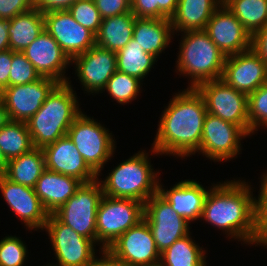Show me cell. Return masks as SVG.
I'll use <instances>...</instances> for the list:
<instances>
[{
    "mask_svg": "<svg viewBox=\"0 0 267 266\" xmlns=\"http://www.w3.org/2000/svg\"><path fill=\"white\" fill-rule=\"evenodd\" d=\"M162 111L151 154L180 159L195 155L200 148L207 114L203 97L194 88L179 91Z\"/></svg>",
    "mask_w": 267,
    "mask_h": 266,
    "instance_id": "obj_1",
    "label": "cell"
},
{
    "mask_svg": "<svg viewBox=\"0 0 267 266\" xmlns=\"http://www.w3.org/2000/svg\"><path fill=\"white\" fill-rule=\"evenodd\" d=\"M245 180H227L212 184L201 218L222 230L229 239L255 245L256 211L252 188Z\"/></svg>",
    "mask_w": 267,
    "mask_h": 266,
    "instance_id": "obj_2",
    "label": "cell"
},
{
    "mask_svg": "<svg viewBox=\"0 0 267 266\" xmlns=\"http://www.w3.org/2000/svg\"><path fill=\"white\" fill-rule=\"evenodd\" d=\"M71 81L59 83L40 109L27 122L34 148H43L67 135L68 129L82 112Z\"/></svg>",
    "mask_w": 267,
    "mask_h": 266,
    "instance_id": "obj_3",
    "label": "cell"
},
{
    "mask_svg": "<svg viewBox=\"0 0 267 266\" xmlns=\"http://www.w3.org/2000/svg\"><path fill=\"white\" fill-rule=\"evenodd\" d=\"M148 152L138 153L119 163L104 180L97 177L105 196L114 198H129L145 202L158 193L159 175L153 169Z\"/></svg>",
    "mask_w": 267,
    "mask_h": 266,
    "instance_id": "obj_4",
    "label": "cell"
},
{
    "mask_svg": "<svg viewBox=\"0 0 267 266\" xmlns=\"http://www.w3.org/2000/svg\"><path fill=\"white\" fill-rule=\"evenodd\" d=\"M177 73L190 79L187 88H196L201 83L221 79L226 56L212 42L204 30L181 33Z\"/></svg>",
    "mask_w": 267,
    "mask_h": 266,
    "instance_id": "obj_5",
    "label": "cell"
},
{
    "mask_svg": "<svg viewBox=\"0 0 267 266\" xmlns=\"http://www.w3.org/2000/svg\"><path fill=\"white\" fill-rule=\"evenodd\" d=\"M107 129L100 121L81 112L67 132L68 137L97 177H100L104 164L111 160L116 149L115 137L113 139L112 132Z\"/></svg>",
    "mask_w": 267,
    "mask_h": 266,
    "instance_id": "obj_6",
    "label": "cell"
},
{
    "mask_svg": "<svg viewBox=\"0 0 267 266\" xmlns=\"http://www.w3.org/2000/svg\"><path fill=\"white\" fill-rule=\"evenodd\" d=\"M144 219V203L129 198L103 196L97 210V245L109 248L129 228Z\"/></svg>",
    "mask_w": 267,
    "mask_h": 266,
    "instance_id": "obj_7",
    "label": "cell"
},
{
    "mask_svg": "<svg viewBox=\"0 0 267 266\" xmlns=\"http://www.w3.org/2000/svg\"><path fill=\"white\" fill-rule=\"evenodd\" d=\"M103 196L98 179L82 183L75 194L53 214L76 233L97 244V210Z\"/></svg>",
    "mask_w": 267,
    "mask_h": 266,
    "instance_id": "obj_8",
    "label": "cell"
},
{
    "mask_svg": "<svg viewBox=\"0 0 267 266\" xmlns=\"http://www.w3.org/2000/svg\"><path fill=\"white\" fill-rule=\"evenodd\" d=\"M203 97L207 113L234 123L249 135L248 95L222 79L201 83L195 88Z\"/></svg>",
    "mask_w": 267,
    "mask_h": 266,
    "instance_id": "obj_9",
    "label": "cell"
},
{
    "mask_svg": "<svg viewBox=\"0 0 267 266\" xmlns=\"http://www.w3.org/2000/svg\"><path fill=\"white\" fill-rule=\"evenodd\" d=\"M43 231H46L57 266H85L96 254L93 240L76 233L62 223L54 214H49Z\"/></svg>",
    "mask_w": 267,
    "mask_h": 266,
    "instance_id": "obj_10",
    "label": "cell"
},
{
    "mask_svg": "<svg viewBox=\"0 0 267 266\" xmlns=\"http://www.w3.org/2000/svg\"><path fill=\"white\" fill-rule=\"evenodd\" d=\"M247 136L238 125L207 113L197 152L214 162H227L241 154V140Z\"/></svg>",
    "mask_w": 267,
    "mask_h": 266,
    "instance_id": "obj_11",
    "label": "cell"
},
{
    "mask_svg": "<svg viewBox=\"0 0 267 266\" xmlns=\"http://www.w3.org/2000/svg\"><path fill=\"white\" fill-rule=\"evenodd\" d=\"M144 219L160 253L176 240L188 235L191 230V224L179 216L159 193L145 202Z\"/></svg>",
    "mask_w": 267,
    "mask_h": 266,
    "instance_id": "obj_12",
    "label": "cell"
},
{
    "mask_svg": "<svg viewBox=\"0 0 267 266\" xmlns=\"http://www.w3.org/2000/svg\"><path fill=\"white\" fill-rule=\"evenodd\" d=\"M108 250L122 266H144L160 263L151 230L145 219L120 235Z\"/></svg>",
    "mask_w": 267,
    "mask_h": 266,
    "instance_id": "obj_13",
    "label": "cell"
},
{
    "mask_svg": "<svg viewBox=\"0 0 267 266\" xmlns=\"http://www.w3.org/2000/svg\"><path fill=\"white\" fill-rule=\"evenodd\" d=\"M59 83L56 79L41 76L31 83L4 88L0 92V99L5 105L9 119L27 122Z\"/></svg>",
    "mask_w": 267,
    "mask_h": 266,
    "instance_id": "obj_14",
    "label": "cell"
},
{
    "mask_svg": "<svg viewBox=\"0 0 267 266\" xmlns=\"http://www.w3.org/2000/svg\"><path fill=\"white\" fill-rule=\"evenodd\" d=\"M44 29L72 60L96 45V35L76 22L68 10L43 13Z\"/></svg>",
    "mask_w": 267,
    "mask_h": 266,
    "instance_id": "obj_15",
    "label": "cell"
},
{
    "mask_svg": "<svg viewBox=\"0 0 267 266\" xmlns=\"http://www.w3.org/2000/svg\"><path fill=\"white\" fill-rule=\"evenodd\" d=\"M71 65H74L75 75L77 74L85 93H103L106 83L117 71L116 52L94 45L74 57Z\"/></svg>",
    "mask_w": 267,
    "mask_h": 266,
    "instance_id": "obj_16",
    "label": "cell"
},
{
    "mask_svg": "<svg viewBox=\"0 0 267 266\" xmlns=\"http://www.w3.org/2000/svg\"><path fill=\"white\" fill-rule=\"evenodd\" d=\"M221 79L248 95L267 82V64L251 48L226 57Z\"/></svg>",
    "mask_w": 267,
    "mask_h": 266,
    "instance_id": "obj_17",
    "label": "cell"
},
{
    "mask_svg": "<svg viewBox=\"0 0 267 266\" xmlns=\"http://www.w3.org/2000/svg\"><path fill=\"white\" fill-rule=\"evenodd\" d=\"M0 191L8 207L23 221L27 230H44L49 213L34 188L15 183L0 174Z\"/></svg>",
    "mask_w": 267,
    "mask_h": 266,
    "instance_id": "obj_18",
    "label": "cell"
},
{
    "mask_svg": "<svg viewBox=\"0 0 267 266\" xmlns=\"http://www.w3.org/2000/svg\"><path fill=\"white\" fill-rule=\"evenodd\" d=\"M204 31L226 57L251 49V34L224 4L213 13Z\"/></svg>",
    "mask_w": 267,
    "mask_h": 266,
    "instance_id": "obj_19",
    "label": "cell"
},
{
    "mask_svg": "<svg viewBox=\"0 0 267 266\" xmlns=\"http://www.w3.org/2000/svg\"><path fill=\"white\" fill-rule=\"evenodd\" d=\"M22 53L40 76L56 79L60 83L69 81L65 74L71 60L45 29Z\"/></svg>",
    "mask_w": 267,
    "mask_h": 266,
    "instance_id": "obj_20",
    "label": "cell"
},
{
    "mask_svg": "<svg viewBox=\"0 0 267 266\" xmlns=\"http://www.w3.org/2000/svg\"><path fill=\"white\" fill-rule=\"evenodd\" d=\"M45 168L60 174L74 177L82 183L97 179V174L84 161L73 141L65 135L54 143L42 148Z\"/></svg>",
    "mask_w": 267,
    "mask_h": 266,
    "instance_id": "obj_21",
    "label": "cell"
},
{
    "mask_svg": "<svg viewBox=\"0 0 267 266\" xmlns=\"http://www.w3.org/2000/svg\"><path fill=\"white\" fill-rule=\"evenodd\" d=\"M159 182L158 193L172 206V209L189 224L200 220L204 201L209 191L195 180H181L168 190Z\"/></svg>",
    "mask_w": 267,
    "mask_h": 266,
    "instance_id": "obj_22",
    "label": "cell"
},
{
    "mask_svg": "<svg viewBox=\"0 0 267 266\" xmlns=\"http://www.w3.org/2000/svg\"><path fill=\"white\" fill-rule=\"evenodd\" d=\"M81 184L74 177L45 169L37 180L34 191L45 210L53 214L75 194Z\"/></svg>",
    "mask_w": 267,
    "mask_h": 266,
    "instance_id": "obj_23",
    "label": "cell"
},
{
    "mask_svg": "<svg viewBox=\"0 0 267 266\" xmlns=\"http://www.w3.org/2000/svg\"><path fill=\"white\" fill-rule=\"evenodd\" d=\"M174 31L171 20L156 18H136L132 39L149 54L157 59L172 42Z\"/></svg>",
    "mask_w": 267,
    "mask_h": 266,
    "instance_id": "obj_24",
    "label": "cell"
},
{
    "mask_svg": "<svg viewBox=\"0 0 267 266\" xmlns=\"http://www.w3.org/2000/svg\"><path fill=\"white\" fill-rule=\"evenodd\" d=\"M223 0H178L175 14L170 18L175 34L205 30L213 13Z\"/></svg>",
    "mask_w": 267,
    "mask_h": 266,
    "instance_id": "obj_25",
    "label": "cell"
},
{
    "mask_svg": "<svg viewBox=\"0 0 267 266\" xmlns=\"http://www.w3.org/2000/svg\"><path fill=\"white\" fill-rule=\"evenodd\" d=\"M136 16L132 12L102 19L96 45L117 52L132 39Z\"/></svg>",
    "mask_w": 267,
    "mask_h": 266,
    "instance_id": "obj_26",
    "label": "cell"
},
{
    "mask_svg": "<svg viewBox=\"0 0 267 266\" xmlns=\"http://www.w3.org/2000/svg\"><path fill=\"white\" fill-rule=\"evenodd\" d=\"M8 23L9 49L12 51L22 52L44 31V15L35 7Z\"/></svg>",
    "mask_w": 267,
    "mask_h": 266,
    "instance_id": "obj_27",
    "label": "cell"
},
{
    "mask_svg": "<svg viewBox=\"0 0 267 266\" xmlns=\"http://www.w3.org/2000/svg\"><path fill=\"white\" fill-rule=\"evenodd\" d=\"M45 169L42 148H33L31 151L9 160L3 175L15 183L34 188Z\"/></svg>",
    "mask_w": 267,
    "mask_h": 266,
    "instance_id": "obj_28",
    "label": "cell"
},
{
    "mask_svg": "<svg viewBox=\"0 0 267 266\" xmlns=\"http://www.w3.org/2000/svg\"><path fill=\"white\" fill-rule=\"evenodd\" d=\"M192 239L191 232L176 240L160 255L161 266H208L206 250ZM206 255V256H205Z\"/></svg>",
    "mask_w": 267,
    "mask_h": 266,
    "instance_id": "obj_29",
    "label": "cell"
},
{
    "mask_svg": "<svg viewBox=\"0 0 267 266\" xmlns=\"http://www.w3.org/2000/svg\"><path fill=\"white\" fill-rule=\"evenodd\" d=\"M158 59L141 48L133 39L116 52L117 71L137 77L141 81L149 74Z\"/></svg>",
    "mask_w": 267,
    "mask_h": 266,
    "instance_id": "obj_30",
    "label": "cell"
},
{
    "mask_svg": "<svg viewBox=\"0 0 267 266\" xmlns=\"http://www.w3.org/2000/svg\"><path fill=\"white\" fill-rule=\"evenodd\" d=\"M34 148L26 122L10 120L0 128V149L7 161Z\"/></svg>",
    "mask_w": 267,
    "mask_h": 266,
    "instance_id": "obj_31",
    "label": "cell"
},
{
    "mask_svg": "<svg viewBox=\"0 0 267 266\" xmlns=\"http://www.w3.org/2000/svg\"><path fill=\"white\" fill-rule=\"evenodd\" d=\"M251 36L267 24V0H223Z\"/></svg>",
    "mask_w": 267,
    "mask_h": 266,
    "instance_id": "obj_32",
    "label": "cell"
},
{
    "mask_svg": "<svg viewBox=\"0 0 267 266\" xmlns=\"http://www.w3.org/2000/svg\"><path fill=\"white\" fill-rule=\"evenodd\" d=\"M142 81L137 77L116 71L106 83V90L110 97L119 104H127L139 96Z\"/></svg>",
    "mask_w": 267,
    "mask_h": 266,
    "instance_id": "obj_33",
    "label": "cell"
},
{
    "mask_svg": "<svg viewBox=\"0 0 267 266\" xmlns=\"http://www.w3.org/2000/svg\"><path fill=\"white\" fill-rule=\"evenodd\" d=\"M248 121L249 136L258 131L260 126L267 128V82L248 94Z\"/></svg>",
    "mask_w": 267,
    "mask_h": 266,
    "instance_id": "obj_34",
    "label": "cell"
},
{
    "mask_svg": "<svg viewBox=\"0 0 267 266\" xmlns=\"http://www.w3.org/2000/svg\"><path fill=\"white\" fill-rule=\"evenodd\" d=\"M28 248L20 237L6 236L0 240V266H23Z\"/></svg>",
    "mask_w": 267,
    "mask_h": 266,
    "instance_id": "obj_35",
    "label": "cell"
},
{
    "mask_svg": "<svg viewBox=\"0 0 267 266\" xmlns=\"http://www.w3.org/2000/svg\"><path fill=\"white\" fill-rule=\"evenodd\" d=\"M68 11L76 22L97 34L102 17L93 0H77L68 8Z\"/></svg>",
    "mask_w": 267,
    "mask_h": 266,
    "instance_id": "obj_36",
    "label": "cell"
},
{
    "mask_svg": "<svg viewBox=\"0 0 267 266\" xmlns=\"http://www.w3.org/2000/svg\"><path fill=\"white\" fill-rule=\"evenodd\" d=\"M258 198H255V246L267 248V171L261 175Z\"/></svg>",
    "mask_w": 267,
    "mask_h": 266,
    "instance_id": "obj_37",
    "label": "cell"
},
{
    "mask_svg": "<svg viewBox=\"0 0 267 266\" xmlns=\"http://www.w3.org/2000/svg\"><path fill=\"white\" fill-rule=\"evenodd\" d=\"M41 76L33 64L22 52L12 51V66L9 75V86L24 85L39 79Z\"/></svg>",
    "mask_w": 267,
    "mask_h": 266,
    "instance_id": "obj_38",
    "label": "cell"
},
{
    "mask_svg": "<svg viewBox=\"0 0 267 266\" xmlns=\"http://www.w3.org/2000/svg\"><path fill=\"white\" fill-rule=\"evenodd\" d=\"M102 19L131 12V0H93Z\"/></svg>",
    "mask_w": 267,
    "mask_h": 266,
    "instance_id": "obj_39",
    "label": "cell"
},
{
    "mask_svg": "<svg viewBox=\"0 0 267 266\" xmlns=\"http://www.w3.org/2000/svg\"><path fill=\"white\" fill-rule=\"evenodd\" d=\"M34 7V0H0V18L9 21Z\"/></svg>",
    "mask_w": 267,
    "mask_h": 266,
    "instance_id": "obj_40",
    "label": "cell"
},
{
    "mask_svg": "<svg viewBox=\"0 0 267 266\" xmlns=\"http://www.w3.org/2000/svg\"><path fill=\"white\" fill-rule=\"evenodd\" d=\"M251 48L267 64V24L252 35Z\"/></svg>",
    "mask_w": 267,
    "mask_h": 266,
    "instance_id": "obj_41",
    "label": "cell"
},
{
    "mask_svg": "<svg viewBox=\"0 0 267 266\" xmlns=\"http://www.w3.org/2000/svg\"><path fill=\"white\" fill-rule=\"evenodd\" d=\"M12 66V50L0 51V92L9 86V75Z\"/></svg>",
    "mask_w": 267,
    "mask_h": 266,
    "instance_id": "obj_42",
    "label": "cell"
},
{
    "mask_svg": "<svg viewBox=\"0 0 267 266\" xmlns=\"http://www.w3.org/2000/svg\"><path fill=\"white\" fill-rule=\"evenodd\" d=\"M178 0H154V18H171L177 8Z\"/></svg>",
    "mask_w": 267,
    "mask_h": 266,
    "instance_id": "obj_43",
    "label": "cell"
},
{
    "mask_svg": "<svg viewBox=\"0 0 267 266\" xmlns=\"http://www.w3.org/2000/svg\"><path fill=\"white\" fill-rule=\"evenodd\" d=\"M77 0H34L35 8L42 13L55 10H68Z\"/></svg>",
    "mask_w": 267,
    "mask_h": 266,
    "instance_id": "obj_44",
    "label": "cell"
},
{
    "mask_svg": "<svg viewBox=\"0 0 267 266\" xmlns=\"http://www.w3.org/2000/svg\"><path fill=\"white\" fill-rule=\"evenodd\" d=\"M131 12L136 18H154V0H131Z\"/></svg>",
    "mask_w": 267,
    "mask_h": 266,
    "instance_id": "obj_45",
    "label": "cell"
},
{
    "mask_svg": "<svg viewBox=\"0 0 267 266\" xmlns=\"http://www.w3.org/2000/svg\"><path fill=\"white\" fill-rule=\"evenodd\" d=\"M100 258L94 256L85 266H122L119 260L107 249L99 250Z\"/></svg>",
    "mask_w": 267,
    "mask_h": 266,
    "instance_id": "obj_46",
    "label": "cell"
},
{
    "mask_svg": "<svg viewBox=\"0 0 267 266\" xmlns=\"http://www.w3.org/2000/svg\"><path fill=\"white\" fill-rule=\"evenodd\" d=\"M8 27V20L0 18V51H5L9 49Z\"/></svg>",
    "mask_w": 267,
    "mask_h": 266,
    "instance_id": "obj_47",
    "label": "cell"
},
{
    "mask_svg": "<svg viewBox=\"0 0 267 266\" xmlns=\"http://www.w3.org/2000/svg\"><path fill=\"white\" fill-rule=\"evenodd\" d=\"M10 121L8 112L3 101L0 99V128L5 126Z\"/></svg>",
    "mask_w": 267,
    "mask_h": 266,
    "instance_id": "obj_48",
    "label": "cell"
},
{
    "mask_svg": "<svg viewBox=\"0 0 267 266\" xmlns=\"http://www.w3.org/2000/svg\"><path fill=\"white\" fill-rule=\"evenodd\" d=\"M7 163L8 161L0 149V174H3L6 171Z\"/></svg>",
    "mask_w": 267,
    "mask_h": 266,
    "instance_id": "obj_49",
    "label": "cell"
},
{
    "mask_svg": "<svg viewBox=\"0 0 267 266\" xmlns=\"http://www.w3.org/2000/svg\"><path fill=\"white\" fill-rule=\"evenodd\" d=\"M144 266H161L160 263L152 264V265H144Z\"/></svg>",
    "mask_w": 267,
    "mask_h": 266,
    "instance_id": "obj_50",
    "label": "cell"
},
{
    "mask_svg": "<svg viewBox=\"0 0 267 266\" xmlns=\"http://www.w3.org/2000/svg\"><path fill=\"white\" fill-rule=\"evenodd\" d=\"M50 263H48L46 266H57V265H55L54 263H52V264H50ZM43 266H45V265H43Z\"/></svg>",
    "mask_w": 267,
    "mask_h": 266,
    "instance_id": "obj_51",
    "label": "cell"
}]
</instances>
